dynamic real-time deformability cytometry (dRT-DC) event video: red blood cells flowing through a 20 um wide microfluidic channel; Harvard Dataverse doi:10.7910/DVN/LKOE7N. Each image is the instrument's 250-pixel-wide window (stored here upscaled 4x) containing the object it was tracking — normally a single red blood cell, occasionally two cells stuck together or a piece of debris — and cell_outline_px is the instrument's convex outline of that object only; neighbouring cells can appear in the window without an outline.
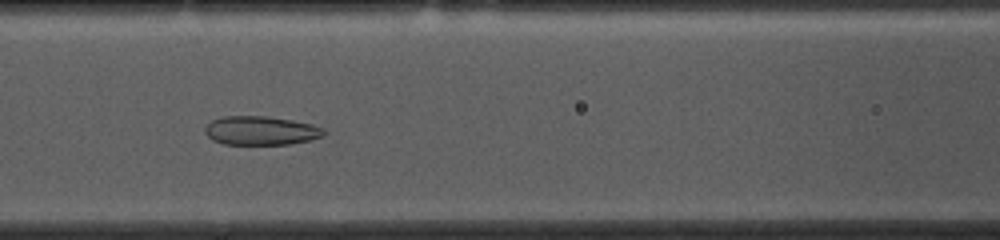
{"species": "common noctule bat (a hibernating species)", "species_latin": "Nyctalus noctula", "temperature_condition": "cold", "stored_images_in_passage": 54, "camera_frame_rate_fps": 3000, "um_per_image_px": 0.085, "animal": {"sex": "female", "body_mass_g": 10.0, "forearm_length_mm": 53.1}, "frame": {"image": 1, "passage_image": 22, "time_ms": 7.0, "image_size_px": [1000, 240], "cell_outline_px": [[324, 136], [312, 140], [292, 144], [224, 144], [212, 140], [204, 132], [204, 128], [212, 120], [224, 116], [264, 116], [292, 120], [312, 124], [324, 128]], "centroid_in_image_um": [22.19, 11.11], "position_along_channel_um": 144.4, "area_um2": 20.06}}
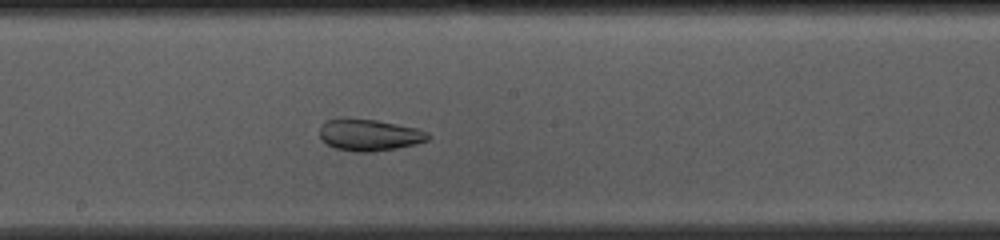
{"frame": {"image": 2, "passage_image": 28, "time_ms": 9.0, "image_size_px": [1000, 240], "cell_outline_px": [[432, 136], [428, 140], [416, 144], [396, 148], [372, 152], [356, 152], [336, 148], [320, 140], [320, 124], [324, 120], [336, 116], [348, 116], [376, 120], [416, 128], [428, 132]], "centroid_in_image_um": [31.32, 11.43], "position_along_channel_um": 216.9, "area_um2": 20.63}}
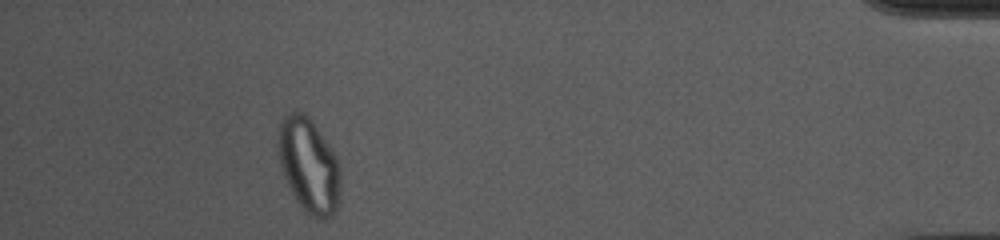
{"frame": {"image": 3, "passage_image": 49, "time_ms": 16.0, "image_size_px": [1000, 240], "cell_outline_px": [[340, 200], [336, 212], [332, 216], [324, 220], [320, 220], [312, 216], [296, 200], [284, 176], [280, 164], [276, 144], [276, 132], [280, 120], [284, 116], [292, 112], [300, 112], [308, 116], [312, 120], [332, 148], [340, 160]], "centroid_in_image_um": [26.26, 14.04], "position_along_channel_um": 408.9, "area_um2": 35.03}, "authors_computed_cell_mechanics": {"area_um2": 26.5013, "velocity_mm_per_s": 3.637, "shape_relaxation_time_tau1_ms": null, "shape_relaxation_time_tau2_ms": 1.7097, "deformation_change_tau1": null, "deformation_change_tau2": 0.0787}}